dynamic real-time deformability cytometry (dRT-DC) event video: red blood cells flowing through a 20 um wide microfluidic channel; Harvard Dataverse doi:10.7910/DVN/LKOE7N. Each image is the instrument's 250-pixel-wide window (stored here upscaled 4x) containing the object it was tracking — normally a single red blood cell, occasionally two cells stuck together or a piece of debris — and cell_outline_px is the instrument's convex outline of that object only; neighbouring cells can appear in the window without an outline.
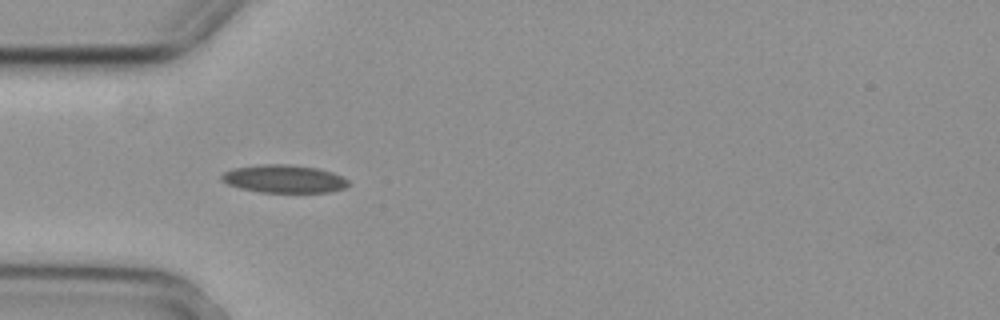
{"species": "common noctule bat (a hibernating species)", "species_latin": "Nyctalus noctula", "temperature_condition": "cold", "stored_images_in_passage": 6, "camera_frame_rate_fps": 3000, "um_per_image_px": 0.085, "animal": {"sex": "female", "body_mass_g": 29.2, "forearm_length_mm": 56.3}, "frame": {"image": 1, "passage_image": 3, "time_ms": 0.667, "image_size_px": [1000, 320], "cell_outline_px": [[348, 184], [344, 188], [328, 192], [260, 192], [240, 188], [228, 184], [220, 180], [220, 176], [224, 172], [232, 168], [264, 164], [288, 164], [316, 168], [332, 172], [344, 176], [348, 180]], "centroid_in_image_um": [24.12, 15.2], "position_along_channel_um": 60.9, "area_um2": 20.63}}
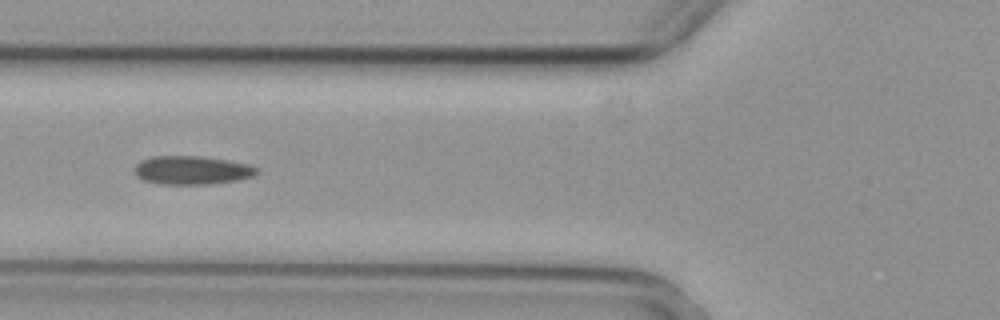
{"frame": {"image": 2, "passage_image": 4, "time_ms": 1.0, "image_size_px": [1000, 320], "cell_outline_px": [[260, 172], [252, 176], [236, 180], [212, 184], [160, 184], [144, 180], [136, 176], [136, 164], [140, 160], [152, 156], [200, 156], [228, 160], [248, 164], [260, 168]], "centroid_in_image_um": [16.34, 14.46], "position_along_channel_um": 109.5, "area_um2": 20.4}}
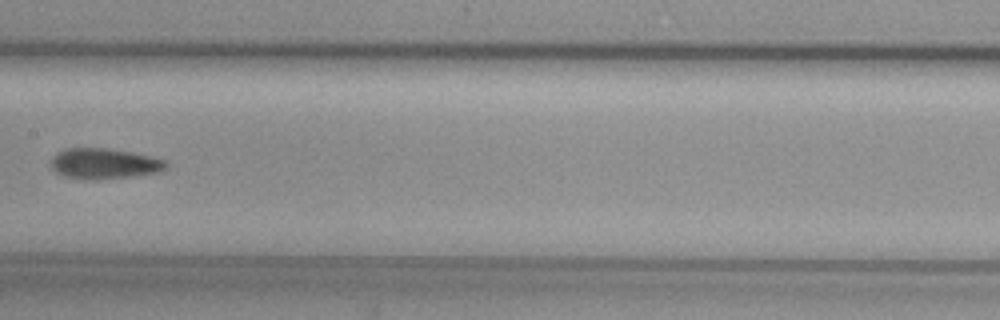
{"frame": {"image": 3, "passage_image": 6, "time_ms": 1.667, "image_size_px": [1000, 320], "cell_outline_px": [[168, 164], [164, 168], [156, 172], [132, 176], [96, 180], [92, 180], [64, 176], [56, 172], [48, 164], [52, 156], [56, 152], [68, 148], [108, 148], [132, 152], [152, 156], [164, 160]], "centroid_in_image_um": [8.79, 13.9], "position_along_channel_um": 198.6, "area_um2": 20.58}}